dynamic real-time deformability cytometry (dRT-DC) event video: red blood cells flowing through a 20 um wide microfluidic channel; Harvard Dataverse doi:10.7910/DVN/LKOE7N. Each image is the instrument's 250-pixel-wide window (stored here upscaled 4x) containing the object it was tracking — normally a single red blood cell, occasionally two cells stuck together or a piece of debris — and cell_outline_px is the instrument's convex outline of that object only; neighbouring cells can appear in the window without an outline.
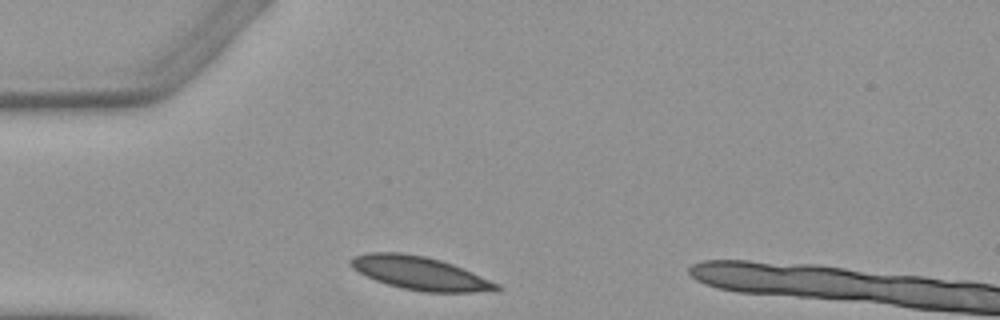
{"species": "Egyptian fruit bat (a non-hibernating species)", "species_latin": "Rousettus aegyptiacus", "temperature_condition": "warm", "stored_images_in_passage": 2, "camera_frame_rate_fps": 3000, "um_per_image_px": 0.085, "animal": {"sex": "female"}, "frame": {"image": 1, "passage_image": 1, "time_ms": 0.0, "image_size_px": [1000, 320], "cell_outline_px": [[500, 292], [424, 292], [404, 288], [388, 284], [376, 280], [352, 268], [348, 264], [348, 260], [356, 256], [368, 252], [400, 252], [424, 256], [440, 260], [452, 264], [472, 272], [500, 284]], "centroid_in_image_um": [35.74, 23.22], "position_along_channel_um": 49.3, "area_um2": 28.21}}